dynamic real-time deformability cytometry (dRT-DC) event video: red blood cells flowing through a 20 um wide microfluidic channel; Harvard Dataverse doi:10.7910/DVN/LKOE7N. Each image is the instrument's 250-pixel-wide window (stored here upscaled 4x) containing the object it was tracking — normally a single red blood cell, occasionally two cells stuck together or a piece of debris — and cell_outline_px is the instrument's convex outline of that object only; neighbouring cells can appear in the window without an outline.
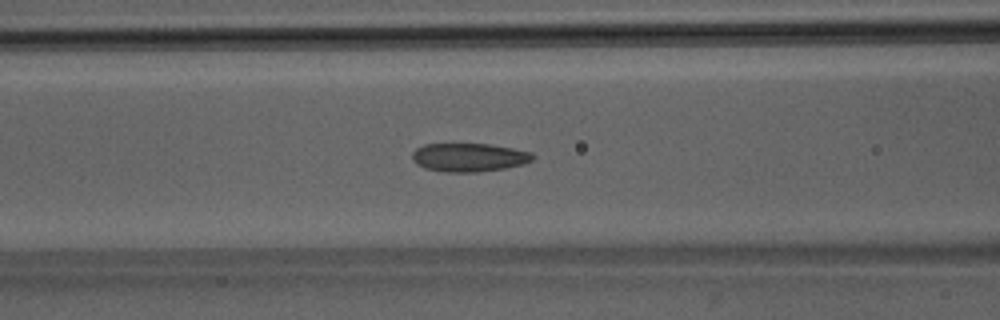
{"species": "Egyptian fruit bat (a non-hibernating species)", "species_latin": "Rousettus aegyptiacus", "temperature_condition": "room temperature", "stored_images_in_passage": 39, "segment_of_instrument_passage": [1, 2], "camera_frame_rate_fps": 3000, "um_per_image_px": 0.085, "animal": {"sex": "male"}, "frame": {"image": 1, "passage_image": 8, "time_ms": 2.333, "image_size_px": [1000, 320], "cell_outline_px": [[536, 156], [532, 160], [524, 164], [504, 168], [476, 172], [444, 172], [424, 168], [416, 164], [412, 160], [412, 152], [416, 148], [424, 144], [488, 144], [512, 148], [532, 152]], "centroid_in_image_um": [39.85, 13.38], "position_along_channel_um": 126.8, "area_um2": 20.11}}
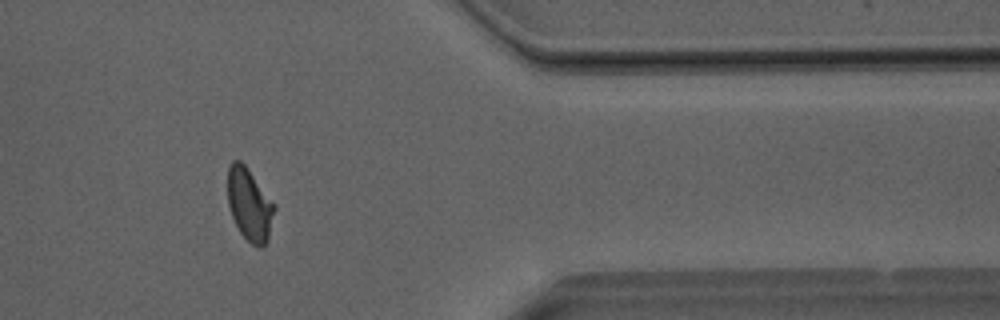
{"frame": {"image": 2, "passage_image": 29, "time_ms": 9.333, "image_size_px": [1000, 320], "cell_outline_px": [[276, 208], [268, 240], [264, 248], [252, 244], [240, 232], [232, 216], [228, 204], [228, 168], [232, 160], [240, 160], [244, 164], [276, 204]], "centroid_in_image_um": [21.23, 17.39], "position_along_channel_um": 390.2, "area_um2": 19.77}}
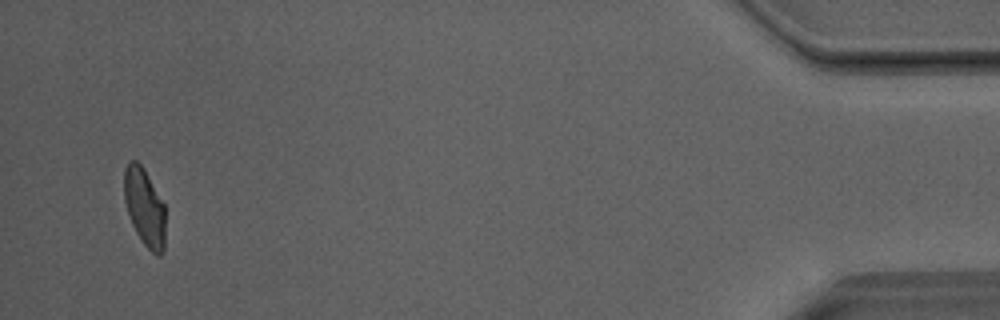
{"frame": {"image": 3, "passage_image": 36, "time_ms": 11.667, "image_size_px": [1000, 320], "cell_outline_px": [[164, 252], [160, 256], [156, 256], [144, 244], [136, 232], [132, 224], [124, 200], [124, 168], [132, 160], [136, 160], [144, 168], [164, 204]], "centroid_in_image_um": [12.28, 17.62], "position_along_channel_um": 422.9, "area_um2": 18.55}}